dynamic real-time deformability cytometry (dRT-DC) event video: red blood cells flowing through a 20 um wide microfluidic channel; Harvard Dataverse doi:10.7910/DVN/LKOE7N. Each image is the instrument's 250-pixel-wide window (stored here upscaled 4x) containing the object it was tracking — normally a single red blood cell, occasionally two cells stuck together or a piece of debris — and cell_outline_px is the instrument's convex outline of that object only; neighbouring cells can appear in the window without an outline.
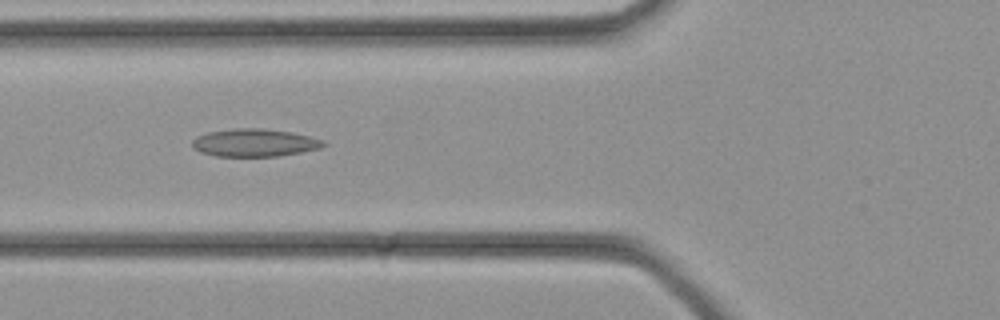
{"species": "common noctule bat (a hibernating species)", "species_latin": "Nyctalus noctula", "temperature_condition": "cold", "stored_images_in_passage": 35, "camera_frame_rate_fps": 3000, "um_per_image_px": 0.085, "animal": {"sex": "female", "body_mass_g": 21.9}, "frame": {"image": 1, "passage_image": 13, "time_ms": 4.0, "image_size_px": [1000, 320], "cell_outline_px": [[328, 144], [320, 148], [280, 156], [216, 156], [200, 152], [192, 148], [192, 140], [196, 136], [208, 132], [232, 128], [264, 128], [292, 132], [324, 140]], "centroid_in_image_um": [21.62, 12.12], "position_along_channel_um": 104.2, "area_um2": 21.39}}
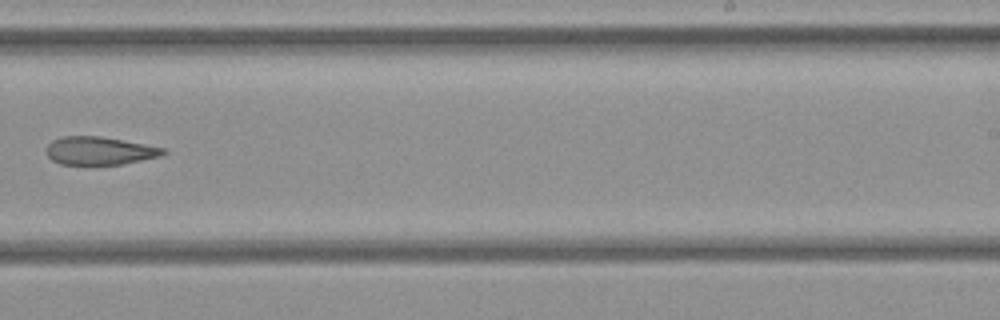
{"frame": {"image": 2, "passage_image": 22, "time_ms": 7.0, "image_size_px": [1000, 320], "cell_outline_px": [[168, 152], [160, 156], [120, 164], [60, 164], [52, 160], [48, 156], [48, 144], [52, 140], [64, 136], [100, 136], [168, 148]], "centroid_in_image_um": [8.5, 12.8], "position_along_channel_um": 280.5, "area_um2": 18.96}}
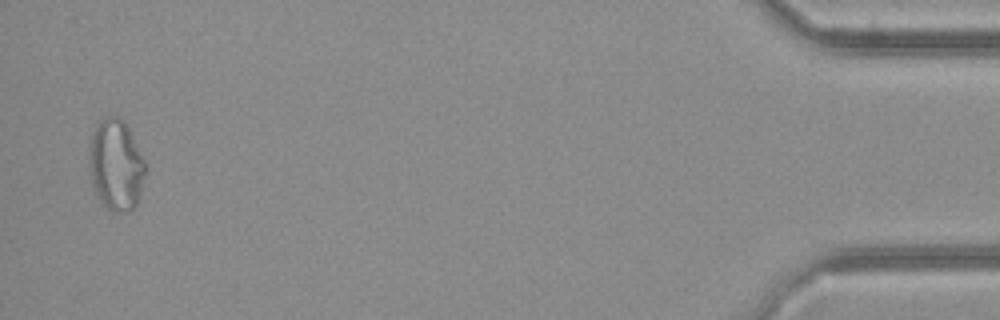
{"frame": {"image": 3, "passage_image": 34, "time_ms": 11.0, "image_size_px": [1000, 320], "cell_outline_px": [[148, 168], [140, 200], [136, 208], [128, 212], [108, 208], [96, 196], [92, 184], [88, 164], [88, 148], [92, 132], [96, 124], [100, 120], [108, 116], [116, 116], [124, 120]], "centroid_in_image_um": [9.87, 14.03], "position_along_channel_um": 425.3, "area_um2": 30.46}}